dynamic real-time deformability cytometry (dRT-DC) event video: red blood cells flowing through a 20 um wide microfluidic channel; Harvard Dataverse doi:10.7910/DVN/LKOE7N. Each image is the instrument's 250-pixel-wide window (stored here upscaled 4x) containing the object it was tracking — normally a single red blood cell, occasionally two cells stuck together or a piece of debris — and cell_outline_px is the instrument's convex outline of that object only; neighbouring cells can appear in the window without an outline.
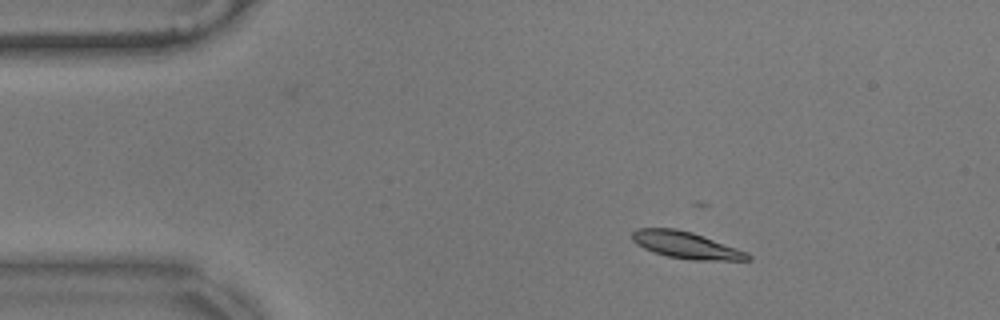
{"species": "common noctule bat (a hibernating species)", "species_latin": "Nyctalus noctula", "temperature_condition": "warm", "stored_images_in_passage": 49, "camera_frame_rate_fps": 3000, "um_per_image_px": 0.085, "animal": {"sex": "male", "body_mass_g": 17.9}, "frame": {"image": 1, "passage_image": 1, "time_ms": 0.0, "image_size_px": [1000, 320], "cell_outline_px": [[752, 260], [692, 260], [668, 256], [644, 248], [636, 244], [632, 240], [632, 232], [636, 228], [676, 228], [692, 232], [704, 236], [748, 252], [752, 256]], "centroid_in_image_um": [58.33, 20.83], "position_along_channel_um": 26.7, "area_um2": 18.03}}
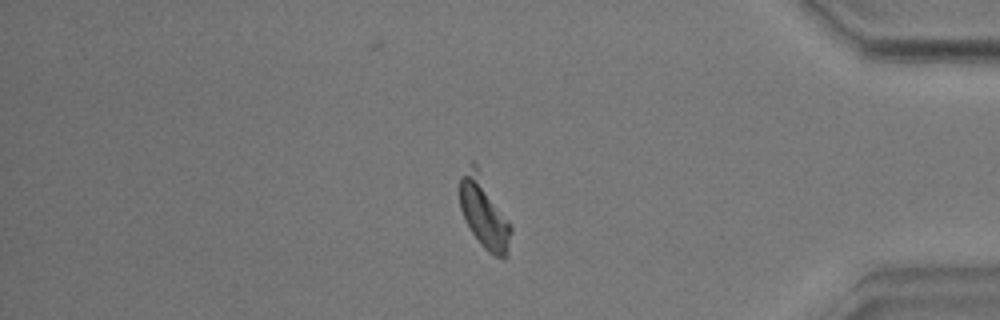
{"frame": {"image": 2, "passage_image": 40, "time_ms": 13.0, "image_size_px": [1000, 320], "cell_outline_px": [[512, 232], [508, 248], [504, 256], [496, 256], [488, 252], [480, 244], [472, 232], [460, 208], [460, 176], [468, 160], [472, 160], [476, 164], [512, 228]], "centroid_in_image_um": [41.1, 18.0], "position_along_channel_um": 394.1, "area_um2": 20.87}}
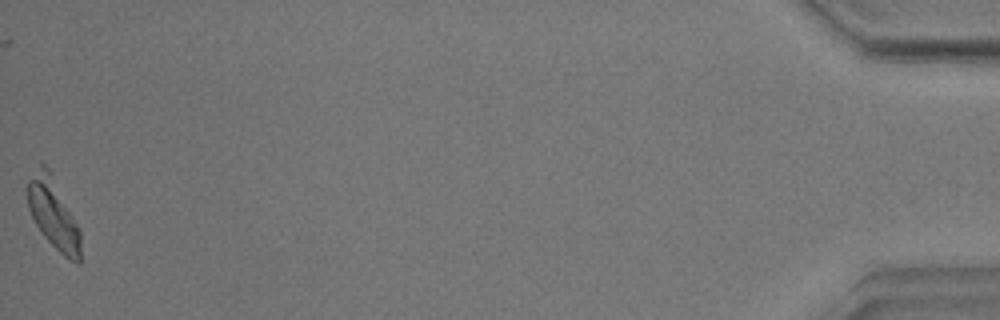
{"frame": {"image": 3, "passage_image": 49, "time_ms": 16.0, "image_size_px": [1000, 320], "cell_outline_px": [[80, 264], [76, 264], [68, 260], [44, 236], [36, 224], [28, 208], [28, 180], [40, 160], [52, 172], [80, 228]], "centroid_in_image_um": [4.55, 18.13], "position_along_channel_um": 430.7, "area_um2": 21.96}, "authors_computed_cell_mechanics": {"area_um2": 18.6694, "velocity_mm_per_s": 3.5058, "shape_relaxation_time_tau1_ms": 2.7663, "shape_relaxation_time_tau2_ms": 6.3945, "deformation_change_tau1": 0.1204, "deformation_change_tau2": 0.0898}}